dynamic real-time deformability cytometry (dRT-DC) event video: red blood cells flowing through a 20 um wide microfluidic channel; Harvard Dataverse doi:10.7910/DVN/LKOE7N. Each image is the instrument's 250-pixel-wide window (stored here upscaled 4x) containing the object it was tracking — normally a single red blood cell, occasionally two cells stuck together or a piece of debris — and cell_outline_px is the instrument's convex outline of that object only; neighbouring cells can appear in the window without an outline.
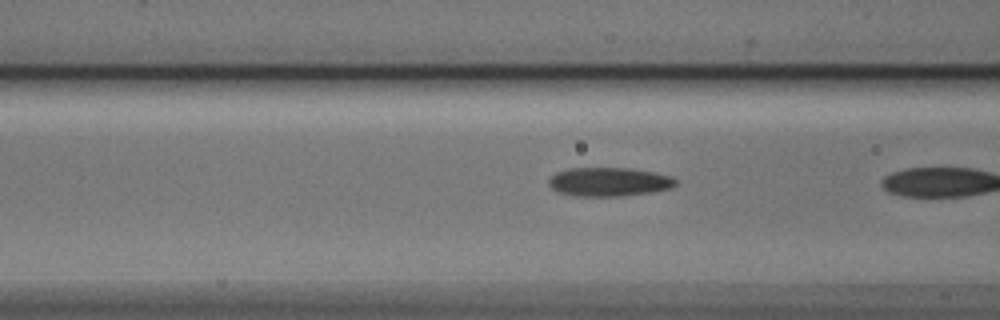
{"species": "Egyptian fruit bat (a non-hibernating species)", "species_latin": "Rousettus aegyptiacus", "temperature_condition": "cold", "stored_images_in_passage": 18, "camera_frame_rate_fps": 3000, "um_per_image_px": 0.085, "animal": {"sex": "male"}, "frame": {"image": 1, "passage_image": 17, "time_ms": 5.333, "image_size_px": [1000, 320], "cell_outline_px": [[676, 184], [672, 188], [652, 192], [620, 196], [576, 196], [560, 192], [552, 188], [548, 184], [548, 180], [556, 172], [568, 168], [628, 168], [656, 172], [672, 176], [676, 180]], "centroid_in_image_um": [51.79, 15.45], "position_along_channel_um": 114.8, "area_um2": 21.39}}